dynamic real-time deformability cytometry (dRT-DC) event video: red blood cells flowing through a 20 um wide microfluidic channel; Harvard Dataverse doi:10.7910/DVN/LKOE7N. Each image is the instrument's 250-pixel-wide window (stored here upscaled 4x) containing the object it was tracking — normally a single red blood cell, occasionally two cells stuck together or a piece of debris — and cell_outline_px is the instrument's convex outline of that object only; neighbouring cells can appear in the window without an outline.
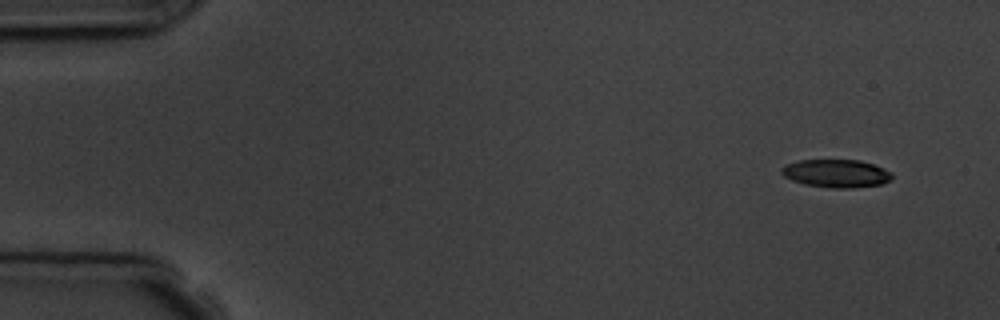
{"species": "common noctule bat (a hibernating species)", "species_latin": "Nyctalus noctula", "temperature_condition": "room temperature", "stored_images_in_passage": 4, "camera_frame_rate_fps": 3000, "um_per_image_px": 0.085, "animal": {"sex": "male", "body_mass_g": 19.5, "forearm_length_mm": 54.6}, "frame": {"image": 1, "passage_image": 1, "time_ms": 0.0, "image_size_px": [1000, 320], "cell_outline_px": [[892, 180], [880, 184], [852, 188], [832, 188], [804, 184], [792, 180], [784, 176], [780, 172], [780, 168], [784, 164], [796, 160], [860, 160], [884, 168], [892, 172]], "centroid_in_image_um": [71.05, 14.73], "position_along_channel_um": 13.9, "area_um2": 18.21}}
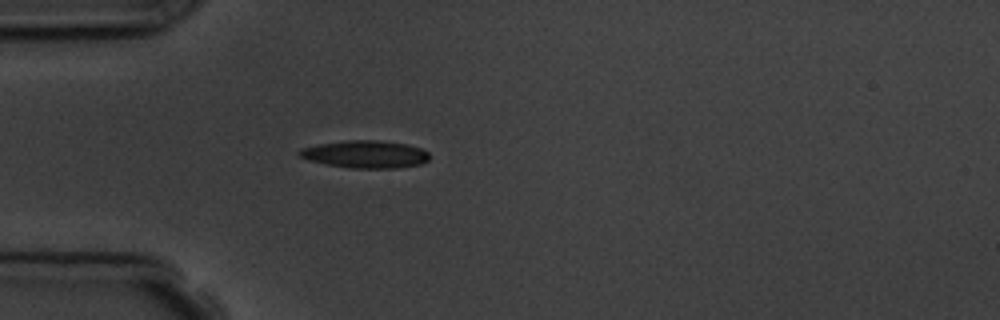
{"frame": {"image": 2, "passage_image": 4, "time_ms": 4.0, "image_size_px": [1000, 320], "cell_outline_px": [[428, 160], [420, 164], [396, 168], [352, 168], [328, 164], [308, 160], [300, 156], [296, 152], [300, 148], [320, 144], [348, 140], [380, 140], [408, 144], [420, 148], [428, 152]], "centroid_in_image_um": [31.05, 13.1], "position_along_channel_um": 54.0, "area_um2": 20.75}}